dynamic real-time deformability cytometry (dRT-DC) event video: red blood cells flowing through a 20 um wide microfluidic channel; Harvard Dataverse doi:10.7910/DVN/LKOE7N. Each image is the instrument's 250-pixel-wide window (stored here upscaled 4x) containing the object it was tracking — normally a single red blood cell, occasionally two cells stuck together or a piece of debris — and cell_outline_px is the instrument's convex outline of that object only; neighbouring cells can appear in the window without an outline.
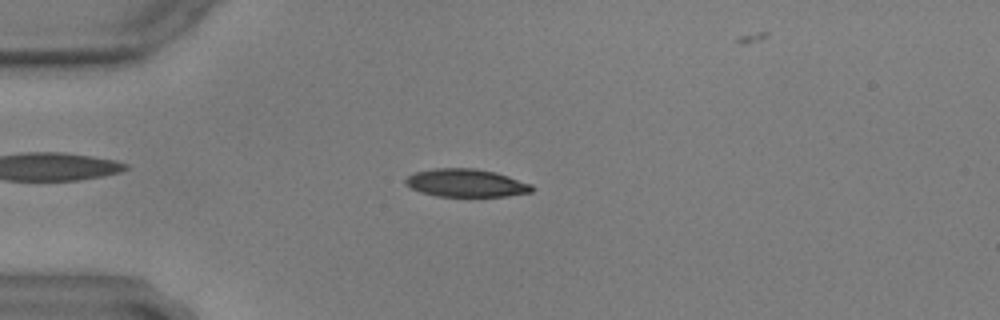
{"species": "common noctule bat (a hibernating species)", "species_latin": "Nyctalus noctula", "temperature_condition": "warm", "stored_images_in_passage": 53, "camera_frame_rate_fps": 3000, "um_per_image_px": 0.085, "animal": {"sex": "male", "body_mass_g": 17.9, "forearm_length_mm": 54.2}, "frame": {"image": 1, "passage_image": 15, "time_ms": 4.667, "image_size_px": [1000, 320], "cell_outline_px": [[532, 192], [504, 196], [436, 196], [420, 192], [404, 184], [404, 180], [408, 176], [416, 172], [432, 168], [476, 168], [508, 176], [532, 184]], "centroid_in_image_um": [39.58, 15.55], "position_along_channel_um": 45.4, "area_um2": 20.46}}
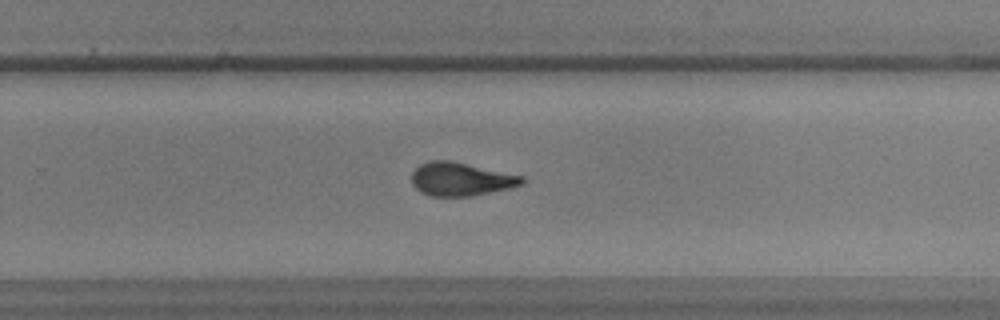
{"frame": {"image": 2, "passage_image": 38, "time_ms": 12.333, "image_size_px": [1000, 320], "cell_outline_px": [[524, 184], [512, 188], [472, 196], [432, 196], [420, 192], [412, 184], [412, 172], [420, 164], [432, 160], [452, 160], [524, 176]], "centroid_in_image_um": [39.2, 15.22], "position_along_channel_um": 290.6, "area_um2": 21.68}}
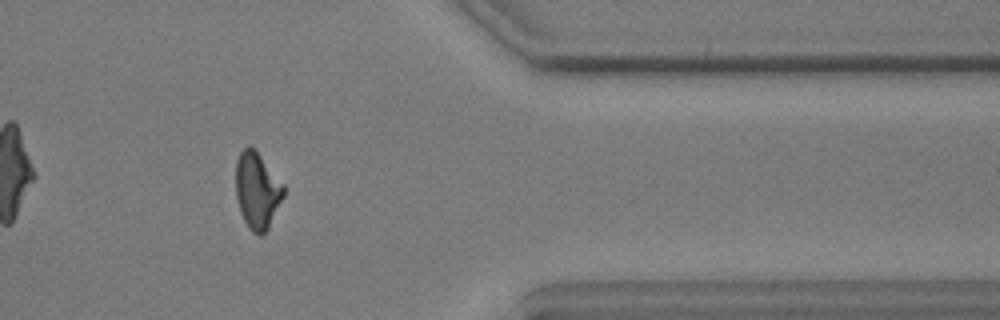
{"frame": {"image": 3, "passage_image": 48, "time_ms": 15.667, "image_size_px": [1000, 320], "cell_outline_px": [[284, 196], [264, 236], [260, 236], [252, 232], [248, 228], [240, 212], [236, 196], [236, 160], [240, 152], [248, 144], [256, 148], [284, 184]], "centroid_in_image_um": [21.86, 16.17], "position_along_channel_um": 389.5, "area_um2": 21.73}}